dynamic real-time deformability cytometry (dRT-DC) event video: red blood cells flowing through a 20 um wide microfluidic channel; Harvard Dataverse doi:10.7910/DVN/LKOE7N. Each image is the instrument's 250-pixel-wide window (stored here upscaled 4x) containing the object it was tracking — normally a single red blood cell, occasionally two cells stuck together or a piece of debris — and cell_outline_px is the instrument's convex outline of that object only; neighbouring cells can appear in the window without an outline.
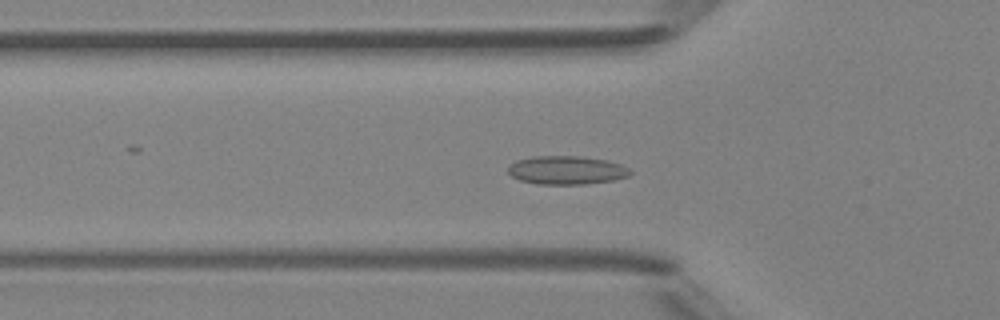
{"species": "Egyptian fruit bat (a non-hibernating species)", "species_latin": "Rousettus aegyptiacus", "temperature_condition": "room temperature", "stored_images_in_passage": 49, "camera_frame_rate_fps": 3000, "um_per_image_px": 0.085, "animal": {"sex": "female"}, "frame": {"image": 1, "passage_image": 17, "time_ms": 5.333, "image_size_px": [1000, 320], "cell_outline_px": [[632, 172], [628, 176], [612, 180], [584, 184], [536, 184], [520, 180], [512, 176], [508, 172], [508, 164], [516, 160], [532, 156], [580, 156], [604, 160], [620, 164], [628, 168]], "centroid_in_image_um": [48.1, 14.46], "position_along_channel_um": 77.7, "area_um2": 20.23}}
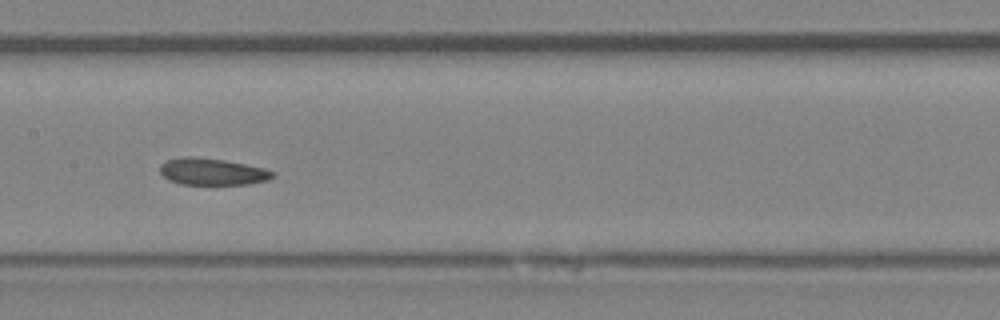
{"frame": {"image": 2, "passage_image": 25, "time_ms": 8.0, "image_size_px": [1000, 320], "cell_outline_px": [[276, 176], [268, 180], [248, 184], [180, 184], [168, 180], [160, 172], [160, 164], [168, 160], [180, 156], [196, 156], [224, 160], [264, 168], [276, 172]], "centroid_in_image_um": [18.05, 14.58], "position_along_channel_um": 189.4, "area_um2": 17.74}}
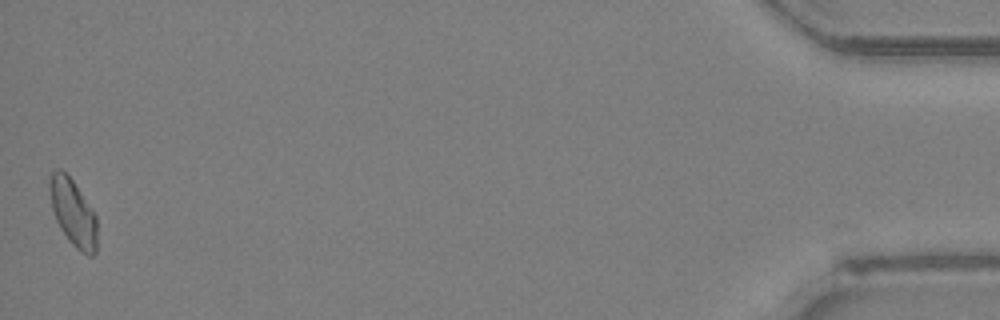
{"frame": {"image": 3, "passage_image": 49, "time_ms": 16.0, "image_size_px": [1000, 320], "cell_outline_px": [[96, 252], [92, 256], [88, 256], [80, 252], [68, 240], [60, 228], [56, 220], [52, 208], [48, 184], [52, 172], [56, 168], [60, 168], [72, 180], [96, 216]], "centroid_in_image_um": [6.19, 18.1], "position_along_channel_um": 429.0, "area_um2": 18.26}, "authors_computed_cell_mechanics": {"area_um2": 18.496, "velocity_mm_per_s": 4.2003, "shape_relaxation_time_tau1_ms": null, "shape_relaxation_time_tau2_ms": 9.1545, "deformation_change_tau1": null, "deformation_change_tau2": 0.1466}}